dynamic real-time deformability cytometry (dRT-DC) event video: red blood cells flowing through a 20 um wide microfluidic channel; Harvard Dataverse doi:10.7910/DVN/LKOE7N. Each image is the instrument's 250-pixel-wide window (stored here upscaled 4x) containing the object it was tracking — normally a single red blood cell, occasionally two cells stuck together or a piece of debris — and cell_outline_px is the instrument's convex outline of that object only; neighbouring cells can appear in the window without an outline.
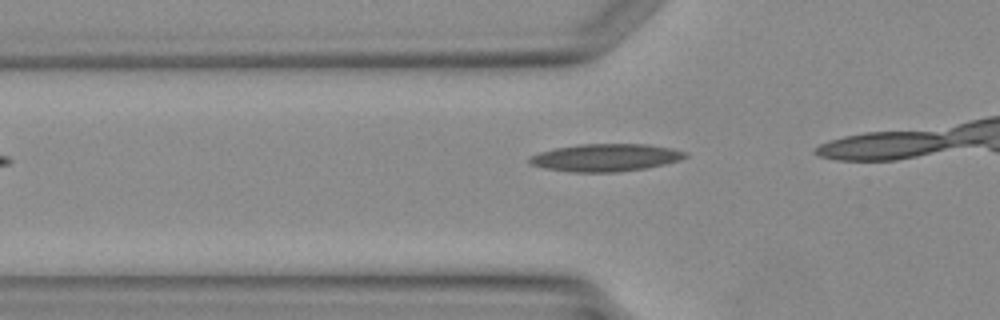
{"species": "Egyptian fruit bat (a non-hibernating species)", "species_latin": "Rousettus aegyptiacus", "temperature_condition": "warm", "stored_images_in_passage": 6, "camera_frame_rate_fps": 3000, "um_per_image_px": 0.085, "animal": {"sex": "female"}, "frame": {"image": 1, "passage_image": 2, "time_ms": 0.333, "image_size_px": [1000, 320], "cell_outline_px": [[688, 156], [680, 160], [664, 164], [644, 168], [616, 172], [572, 172], [544, 168], [532, 164], [528, 160], [532, 156], [540, 152], [556, 148], [580, 144], [648, 144], [672, 148], [688, 152]], "centroid_in_image_um": [51.52, 13.39], "position_along_channel_um": 74.3, "area_um2": 24.85}}
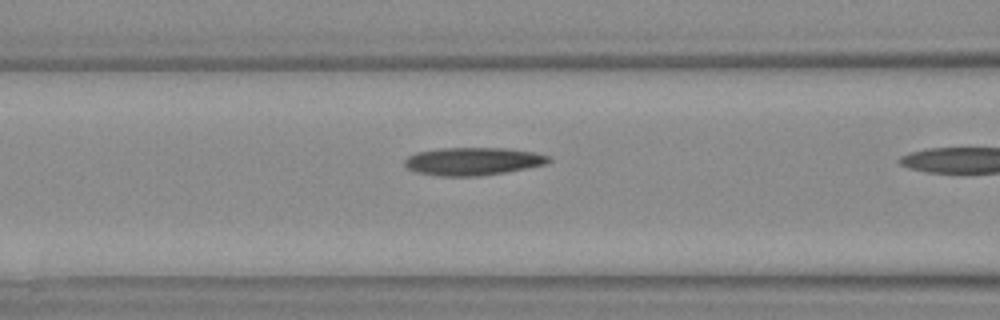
{"frame": {"image": 2, "passage_image": 5, "time_ms": 1668.0, "image_size_px": [1000, 320], "cell_outline_px": [[552, 160], [548, 164], [504, 172], [476, 176], [440, 176], [416, 172], [408, 168], [404, 164], [404, 160], [408, 156], [416, 152], [440, 148], [508, 148], [532, 152], [552, 156]], "centroid_in_image_um": [40.21, 13.7], "position_along_channel_um": 126.4, "area_um2": 23.41}}